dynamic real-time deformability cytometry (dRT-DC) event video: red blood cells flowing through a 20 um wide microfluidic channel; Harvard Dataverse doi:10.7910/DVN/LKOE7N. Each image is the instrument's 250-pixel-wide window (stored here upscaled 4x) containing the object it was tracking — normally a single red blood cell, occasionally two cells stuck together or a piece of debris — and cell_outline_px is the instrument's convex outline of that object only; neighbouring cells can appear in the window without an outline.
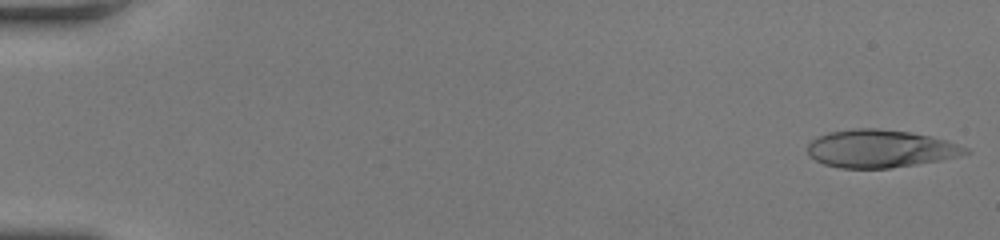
{"species": "human", "species_latin": "Homo sapiens", "temperature_condition": "room temperature", "stored_images_in_passage": 53, "camera_frame_rate_fps": 3000, "um_per_image_px": 0.085, "donor": {"sex": "female"}, "frame": {"image": 1, "passage_image": 1, "time_ms": 0.0, "image_size_px": [1000, 240], "cell_outline_px": [[972, 152], [960, 156], [940, 160], [916, 164], [888, 168], [840, 168], [824, 164], [808, 156], [808, 144], [812, 140], [828, 132], [852, 128], [876, 128], [908, 132], [928, 136], [944, 140], [968, 148]], "centroid_in_image_um": [74.8, 12.64], "position_along_channel_um": 10.2, "area_um2": 34.56}}
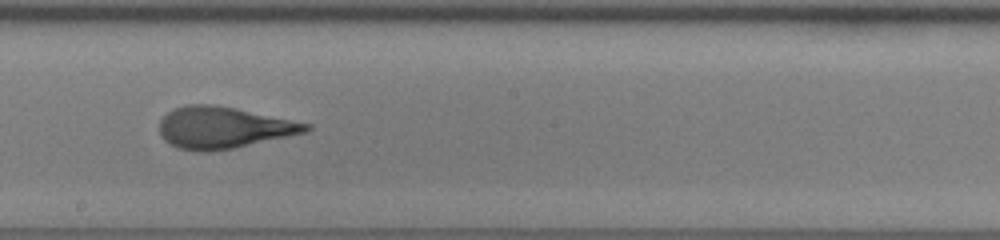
{"frame": {"image": 2, "passage_image": 31, "time_ms": 10.0, "image_size_px": [1000, 240], "cell_outline_px": [[312, 128], [308, 132], [232, 148], [208, 152], [200, 152], [176, 148], [164, 140], [160, 136], [160, 120], [172, 108], [188, 104], [208, 104], [236, 108], [312, 124]], "centroid_in_image_um": [18.97, 10.85], "position_along_channel_um": 229.2, "area_um2": 35.6}}
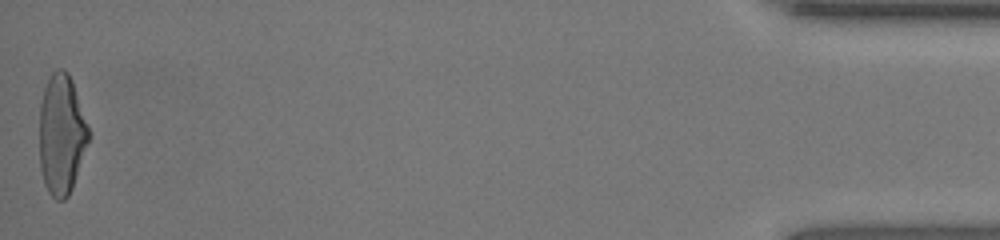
{"frame": {"image": 3, "passage_image": 53, "time_ms": 17.333, "image_size_px": [1000, 240], "cell_outline_px": [[88, 140], [72, 188], [68, 196], [64, 200], [56, 200], [48, 192], [44, 184], [40, 168], [40, 104], [44, 88], [48, 76], [56, 68], [64, 68], [68, 72], [72, 80], [88, 124]], "centroid_in_image_um": [5.21, 11.4], "position_along_channel_um": 430.0, "area_um2": 34.39}, "authors_computed_cell_mechanics": {"area_um2": 34.8534, "velocity_mm_per_s": 3.9741, "shape_relaxation_time_tau1_ms": 9.0068, "shape_relaxation_time_tau2_ms": 0.9079, "deformation_change_tau1": 0.3232, "deformation_change_tau2": 0.0869}}